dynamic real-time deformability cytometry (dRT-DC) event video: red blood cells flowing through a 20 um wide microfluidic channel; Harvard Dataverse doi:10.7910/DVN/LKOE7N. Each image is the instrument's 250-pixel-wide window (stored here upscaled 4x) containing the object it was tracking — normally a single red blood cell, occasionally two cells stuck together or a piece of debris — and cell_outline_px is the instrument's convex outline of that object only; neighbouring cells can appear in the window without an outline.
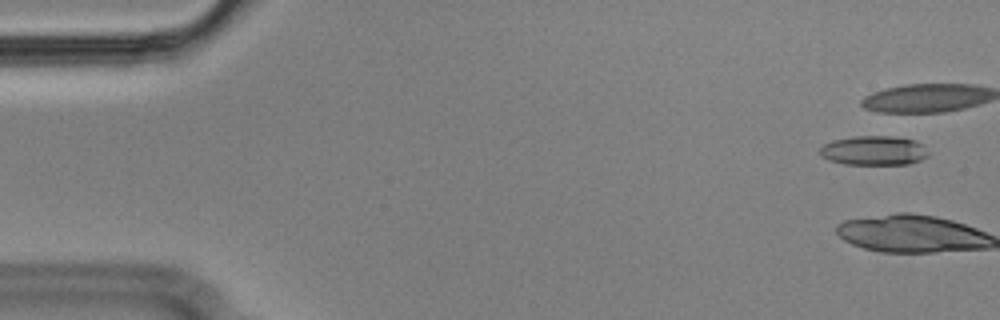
{"species": "Egyptian fruit bat (a non-hibernating species)", "species_latin": "Rousettus aegyptiacus", "temperature_condition": "cold", "stored_images_in_passage": 2, "camera_frame_rate_fps": 3000, "um_per_image_px": 0.085, "animal": {"sex": "male"}, "frame": {"image": 1, "passage_image": 1, "time_ms": 0.0, "image_size_px": [1000, 320], "cell_outline_px": [[928, 156], [920, 160], [908, 164], [844, 164], [828, 160], [820, 156], [820, 148], [824, 144], [832, 140], [852, 136], [892, 136], [916, 140], [928, 152]], "centroid_in_image_um": [74.24, 12.79], "position_along_channel_um": 10.8, "area_um2": 18.61}}